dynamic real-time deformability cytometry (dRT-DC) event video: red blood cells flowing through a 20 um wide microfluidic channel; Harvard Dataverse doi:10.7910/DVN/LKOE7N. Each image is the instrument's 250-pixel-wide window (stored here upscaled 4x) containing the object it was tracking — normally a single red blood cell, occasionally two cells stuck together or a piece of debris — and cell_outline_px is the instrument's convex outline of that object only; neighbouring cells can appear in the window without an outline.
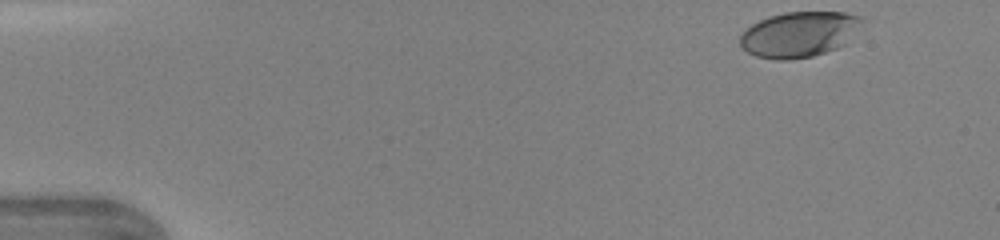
{"species": "human", "species_latin": "Homo sapiens", "temperature_condition": "warm", "stored_images_in_passage": 41, "camera_frame_rate_fps": 3000, "um_per_image_px": 0.085, "donor": {"sex": "female"}, "frame": {"image": 1, "passage_image": 1, "time_ms": 0.0, "image_size_px": [1000, 240], "cell_outline_px": [[864, 20], [844, 44], [836, 48], [812, 56], [788, 60], [776, 60], [756, 56], [748, 52], [740, 44], [740, 36], [752, 24], [768, 16], [784, 12], [844, 12], [860, 16]], "centroid_in_image_um": [67.91, 2.91], "position_along_channel_um": 17.1, "area_um2": 31.96}}
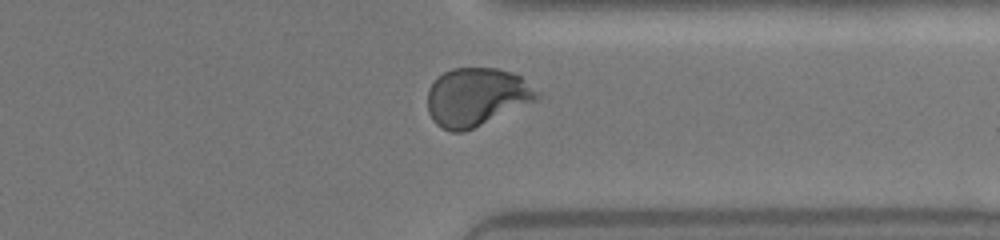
{"frame": {"image": 2, "passage_image": 32, "time_ms": 10.333, "image_size_px": [1000, 240], "cell_outline_px": [[536, 100], [464, 132], [452, 132], [436, 124], [432, 120], [428, 112], [428, 88], [444, 72], [452, 68], [496, 68], [512, 72], [520, 76], [536, 92]], "centroid_in_image_um": [40.44, 8.24], "position_along_channel_um": 371.0, "area_um2": 36.47}}
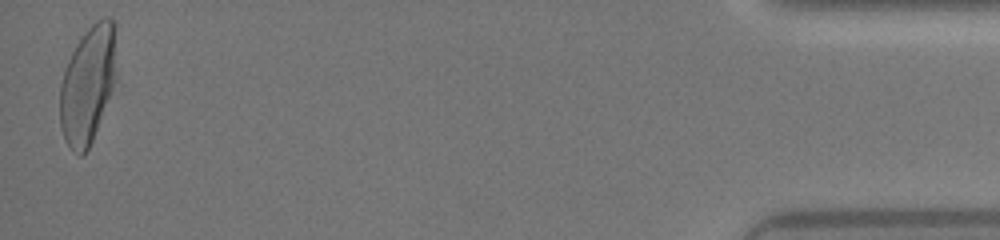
{"frame": {"image": 3, "passage_image": 41, "time_ms": 13.333, "image_size_px": [1000, 240], "cell_outline_px": [[116, 24], [112, 88], [92, 140], [88, 148], [80, 156], [68, 144], [64, 136], [60, 124], [60, 84], [68, 60], [76, 44], [84, 32], [96, 20], [104, 16], [112, 20]], "centroid_in_image_um": [7.43, 7.14], "position_along_channel_um": 427.8, "area_um2": 37.51}}